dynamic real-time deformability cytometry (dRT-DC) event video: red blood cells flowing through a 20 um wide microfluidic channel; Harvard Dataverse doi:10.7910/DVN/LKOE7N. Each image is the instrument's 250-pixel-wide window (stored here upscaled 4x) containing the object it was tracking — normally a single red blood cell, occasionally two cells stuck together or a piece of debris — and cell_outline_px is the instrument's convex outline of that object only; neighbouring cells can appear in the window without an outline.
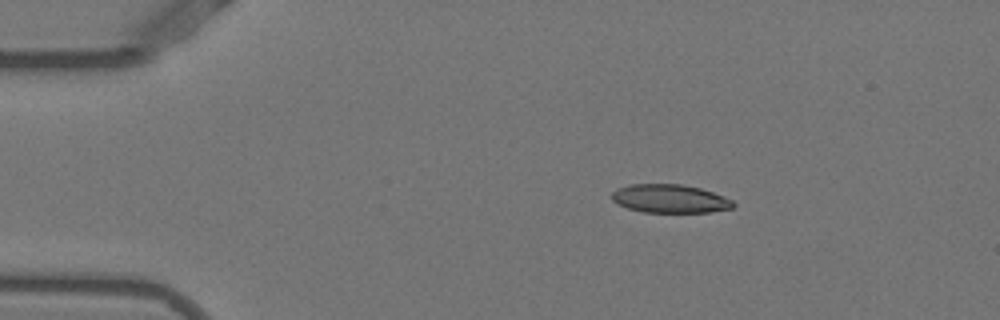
{"species": "Egyptian fruit bat (a non-hibernating species)", "species_latin": "Rousettus aegyptiacus", "temperature_condition": "warm", "stored_images_in_passage": 44, "camera_frame_rate_fps": 3000, "um_per_image_px": 0.085, "animal": {"sex": "female"}, "frame": {"image": 1, "passage_image": 1, "time_ms": 0.0, "image_size_px": [1000, 320], "cell_outline_px": [[736, 204], [732, 208], [708, 212], [644, 212], [628, 208], [616, 204], [612, 200], [612, 192], [616, 188], [628, 184], [680, 184], [700, 188], [724, 196], [732, 200]], "centroid_in_image_um": [56.91, 16.88], "position_along_channel_um": 28.1, "area_um2": 20.17}}
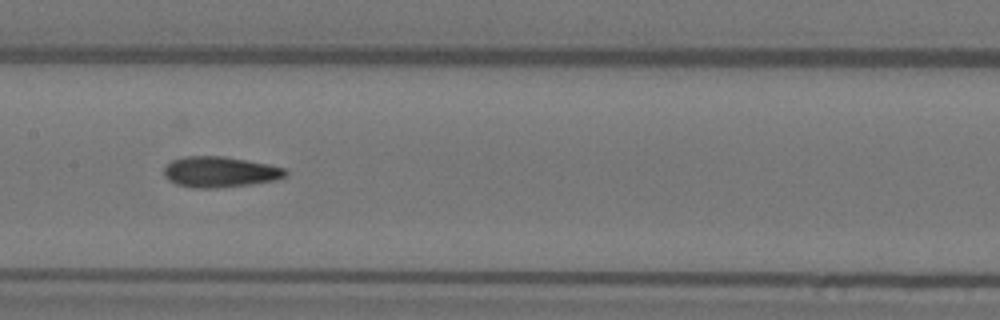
{"frame": {"image": 2, "passage_image": 18, "time_ms": 5.667, "image_size_px": [1000, 320], "cell_outline_px": [[288, 176], [276, 180], [252, 184], [216, 188], [192, 188], [176, 184], [168, 180], [164, 176], [164, 168], [172, 160], [184, 156], [224, 156], [268, 164], [288, 168]], "centroid_in_image_um": [18.73, 14.62], "position_along_channel_um": 188.7, "area_um2": 22.02}}
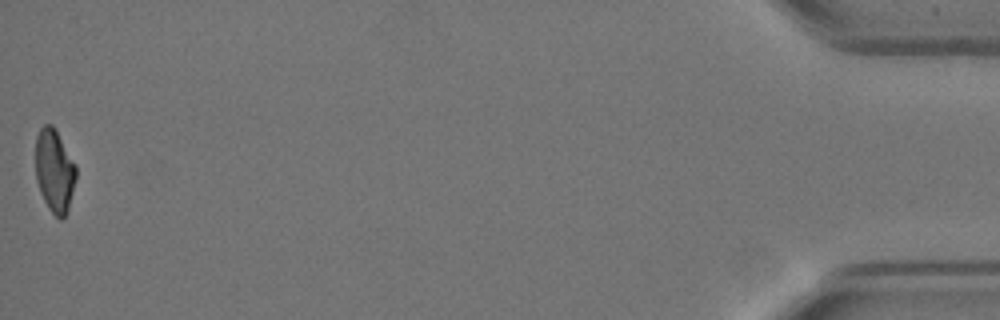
{"frame": {"image": 3, "passage_image": 44, "time_ms": 14.333, "image_size_px": [1000, 320], "cell_outline_px": [[76, 180], [68, 212], [60, 220], [48, 208], [40, 192], [36, 180], [36, 136], [40, 128], [44, 124], [52, 124], [56, 128], [76, 164]], "centroid_in_image_um": [4.65, 14.5], "position_along_channel_um": 430.6, "area_um2": 19.94}, "authors_computed_cell_mechanics": {"area_um2": 21.3571, "velocity_mm_per_s": 3.8994, "shape_relaxation_time_tau1_ms": null, "shape_relaxation_time_tau2_ms": 1.5406, "deformation_change_tau1": null, "deformation_change_tau2": 0.0836}}